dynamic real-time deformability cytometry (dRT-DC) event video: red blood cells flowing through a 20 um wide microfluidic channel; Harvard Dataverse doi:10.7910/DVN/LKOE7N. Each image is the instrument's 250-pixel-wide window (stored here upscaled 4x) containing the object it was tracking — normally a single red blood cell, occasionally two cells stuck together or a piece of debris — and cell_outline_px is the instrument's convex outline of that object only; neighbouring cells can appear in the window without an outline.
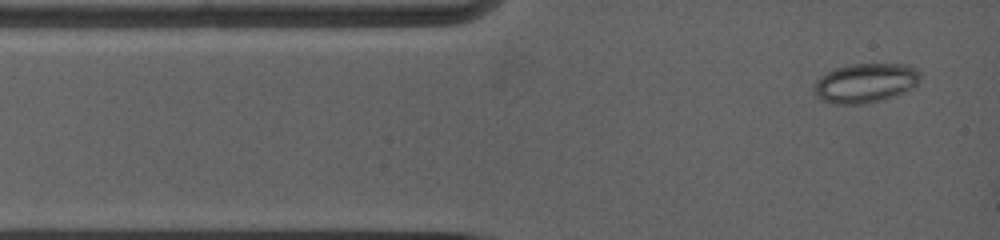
{"species": "common noctule bat (a hibernating species)", "species_latin": "Nyctalus noctula", "temperature_condition": "warm", "stored_images_in_passage": 3, "camera_frame_rate_fps": 5000, "um_per_image_px": 0.085, "animal": {"sex": "female", "body_mass_g": 19.0, "forearm_length_mm": 53.3}, "frame": {"image": 1, "passage_image": 1, "time_ms": 0.0, "image_size_px": [1000, 240], "cell_outline_px": [[920, 76], [916, 84], [908, 88], [876, 100], [844, 104], [824, 100], [816, 92], [816, 80], [820, 76], [836, 68], [848, 64], [904, 64], [916, 68], [920, 72]], "centroid_in_image_um": [73.55, 6.98], "position_along_channel_um": 11.4, "area_um2": 22.95}}